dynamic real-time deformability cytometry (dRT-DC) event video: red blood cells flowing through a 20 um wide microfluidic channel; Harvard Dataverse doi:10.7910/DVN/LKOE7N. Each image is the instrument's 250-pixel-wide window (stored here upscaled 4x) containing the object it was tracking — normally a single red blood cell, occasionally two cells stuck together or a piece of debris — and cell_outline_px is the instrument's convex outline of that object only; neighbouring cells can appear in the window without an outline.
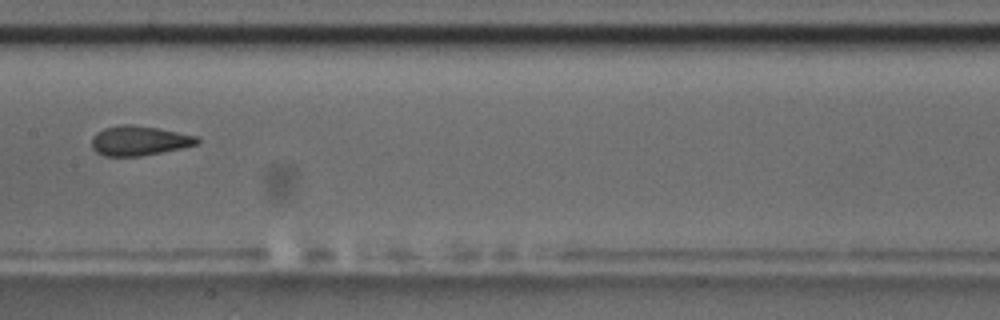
{"species": "common noctule bat (a hibernating species)", "species_latin": "Nyctalus noctula", "temperature_condition": "room temperature", "stored_images_in_passage": 10, "camera_frame_rate_fps": 3000, "um_per_image_px": 0.085, "animal": {"sex": "male", "body_mass_g": 17.5, "forearm_length_mm": 52.3}, "frame": {"image": 1, "passage_image": 9, "time_ms": 9.667, "image_size_px": [1000, 320], "cell_outline_px": [[200, 140], [196, 144], [184, 148], [140, 156], [104, 156], [96, 152], [92, 148], [92, 136], [96, 132], [104, 128], [120, 124], [132, 124], [156, 128], [196, 136]], "centroid_in_image_um": [11.78, 11.96], "position_along_channel_um": 195.6, "area_um2": 18.21}}